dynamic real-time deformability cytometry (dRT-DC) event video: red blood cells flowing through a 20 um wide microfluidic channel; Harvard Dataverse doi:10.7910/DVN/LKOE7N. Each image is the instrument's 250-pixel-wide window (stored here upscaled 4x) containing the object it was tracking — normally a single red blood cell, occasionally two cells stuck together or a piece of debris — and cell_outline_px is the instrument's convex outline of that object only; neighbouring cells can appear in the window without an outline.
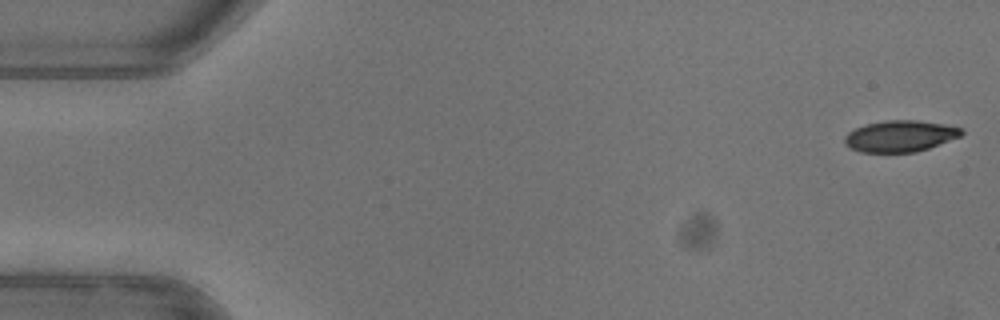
{"species": "common noctule bat (a hibernating species)", "species_latin": "Nyctalus noctula", "temperature_condition": "warm", "stored_images_in_passage": 10, "camera_frame_rate_fps": 3000, "um_per_image_px": 0.085, "animal": {"sex": "female"}, "frame": {"image": 1, "passage_image": 1, "time_ms": 0.0, "image_size_px": [1000, 320], "cell_outline_px": [[964, 132], [960, 136], [928, 148], [916, 152], [860, 152], [848, 148], [844, 144], [844, 136], [848, 132], [856, 128], [868, 124], [888, 120], [916, 120], [944, 124], [960, 128]], "centroid_in_image_um": [76.47, 11.58], "position_along_channel_um": 8.5, "area_um2": 21.21}}